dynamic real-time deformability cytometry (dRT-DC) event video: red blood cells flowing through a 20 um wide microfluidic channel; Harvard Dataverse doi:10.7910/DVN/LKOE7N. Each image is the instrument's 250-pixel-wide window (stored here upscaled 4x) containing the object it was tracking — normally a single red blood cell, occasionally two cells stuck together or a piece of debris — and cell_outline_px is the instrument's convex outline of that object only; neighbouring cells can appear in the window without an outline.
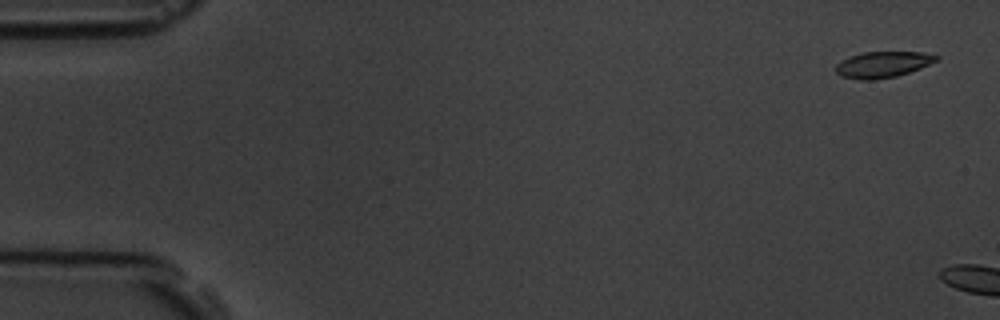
{"species": "common noctule bat (a hibernating species)", "species_latin": "Nyctalus noctula", "temperature_condition": "room temperature", "stored_images_in_passage": 2, "camera_frame_rate_fps": 3000, "um_per_image_px": 0.085, "animal": {"sex": "male", "body_mass_g": 19.5, "forearm_length_mm": 54.6}, "frame": {"image": 1, "passage_image": 1, "time_ms": 0.0, "image_size_px": [1000, 320], "cell_outline_px": [[940, 60], [920, 68], [896, 76], [872, 80], [864, 80], [840, 76], [836, 72], [836, 64], [840, 60], [848, 56], [864, 52], [920, 52], [940, 56]], "centroid_in_image_um": [75.02, 5.47], "position_along_channel_um": 10.0, "area_um2": 15.32}}